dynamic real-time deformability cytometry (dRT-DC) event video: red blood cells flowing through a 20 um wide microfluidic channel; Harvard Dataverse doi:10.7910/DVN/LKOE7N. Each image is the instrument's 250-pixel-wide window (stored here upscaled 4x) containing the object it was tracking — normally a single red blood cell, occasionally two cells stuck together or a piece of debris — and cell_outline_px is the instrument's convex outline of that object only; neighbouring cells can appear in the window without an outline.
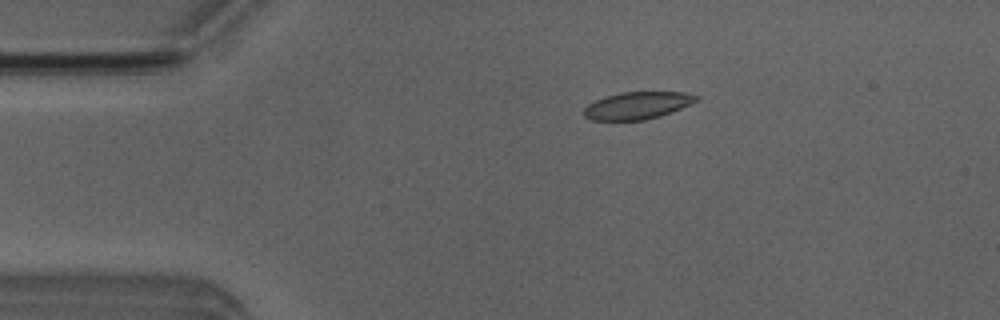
{"species": "Egyptian fruit bat (a non-hibernating species)", "species_latin": "Rousettus aegyptiacus", "temperature_condition": "room temperature", "stored_images_in_passage": 49, "camera_frame_rate_fps": 3000, "um_per_image_px": 0.085, "animal": {"sex": "male"}, "frame": {"image": 1, "passage_image": 5, "time_ms": 1.333, "image_size_px": [1000, 320], "cell_outline_px": [[700, 96], [696, 100], [680, 108], [660, 116], [644, 120], [592, 120], [584, 116], [584, 108], [588, 104], [604, 96], [620, 92], [684, 92]], "centroid_in_image_um": [54.13, 8.96], "position_along_channel_um": 30.9, "area_um2": 17.69}}
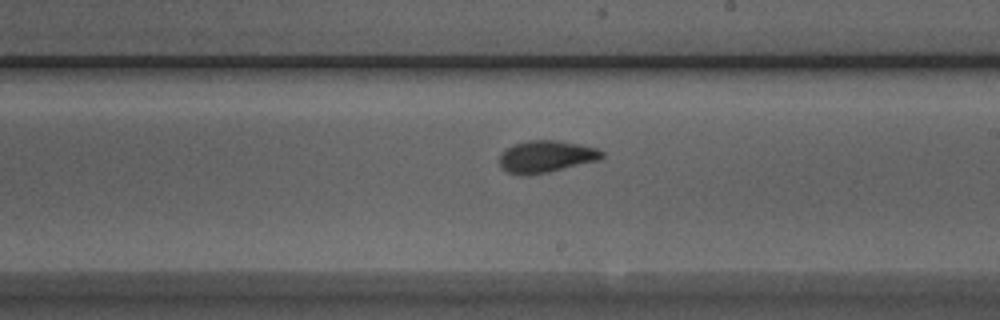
{"frame": {"image": 2, "passage_image": 25, "time_ms": 8.0, "image_size_px": [1000, 320], "cell_outline_px": [[604, 156], [600, 160], [548, 172], [508, 172], [500, 168], [500, 156], [508, 148], [516, 144], [528, 140], [556, 140], [580, 144], [596, 148], [604, 152]], "centroid_in_image_um": [46.5, 13.27], "position_along_channel_um": 242.5, "area_um2": 18.44}}
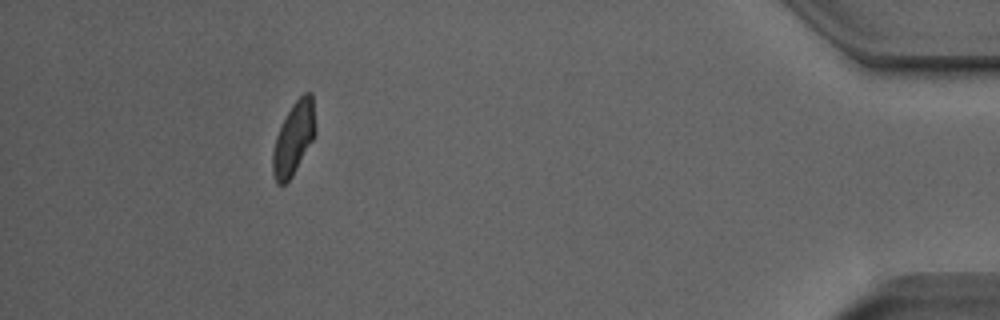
{"frame": {"image": 3, "passage_image": 43, "time_ms": 14.0, "image_size_px": [1000, 320], "cell_outline_px": [[316, 132], [312, 140], [292, 176], [284, 184], [276, 184], [272, 172], [272, 152], [276, 136], [292, 104], [304, 92], [312, 92], [316, 128]], "centroid_in_image_um": [24.96, 11.75], "position_along_channel_um": 410.2, "area_um2": 17.92}, "authors_computed_cell_mechanics": {"area_um2": 18.8428, "velocity_mm_per_s": 3.861, "shape_relaxation_time_tau1_ms": 5.2344, "shape_relaxation_time_tau2_ms": 1.5494, "deformation_change_tau1": 0.1406, "deformation_change_tau2": 0.061}}